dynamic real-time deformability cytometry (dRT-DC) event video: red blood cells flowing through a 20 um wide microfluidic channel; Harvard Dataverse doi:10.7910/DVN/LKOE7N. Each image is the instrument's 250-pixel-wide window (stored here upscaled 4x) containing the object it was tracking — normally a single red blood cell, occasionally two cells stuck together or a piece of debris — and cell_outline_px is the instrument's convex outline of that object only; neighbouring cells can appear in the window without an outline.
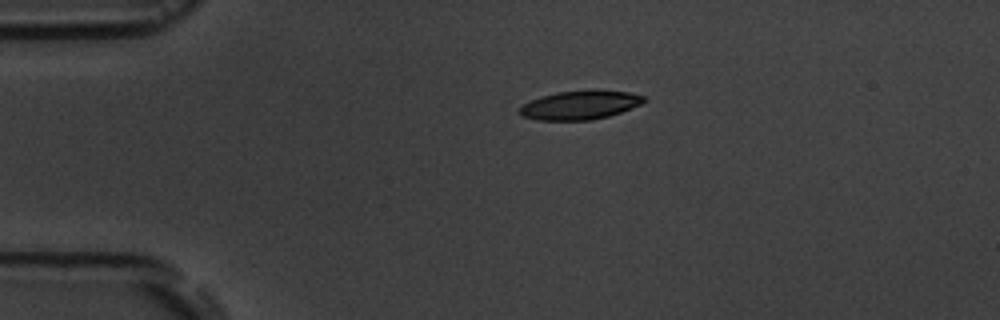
{"species": "common noctule bat (a hibernating species)", "species_latin": "Nyctalus noctula", "temperature_condition": "room temperature", "stored_images_in_passage": 4, "camera_frame_rate_fps": 3000, "um_per_image_px": 0.085, "animal": {"sex": "male", "body_mass_g": 19.5, "forearm_length_mm": 54.6}, "frame": {"image": 1, "passage_image": 1, "time_ms": 0.0, "image_size_px": [1000, 320], "cell_outline_px": [[644, 100], [640, 104], [620, 112], [608, 116], [592, 120], [536, 120], [524, 116], [520, 112], [520, 108], [524, 104], [540, 96], [556, 92], [592, 88], [628, 92], [644, 96]], "centroid_in_image_um": [49.3, 8.9], "position_along_channel_um": 35.7, "area_um2": 20.98}}
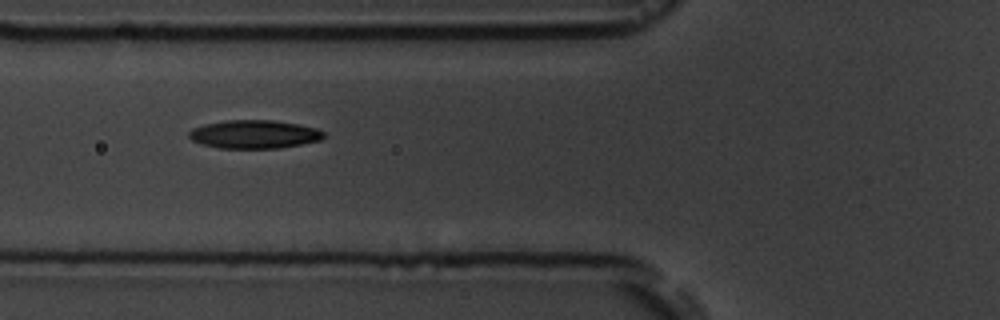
{"frame": {"image": 2, "passage_image": 3, "time_ms": 3.0, "image_size_px": [1000, 320], "cell_outline_px": [[324, 136], [320, 140], [280, 148], [220, 148], [204, 144], [192, 140], [188, 136], [188, 132], [192, 128], [204, 124], [224, 120], [272, 120], [296, 124], [316, 128], [324, 132]], "centroid_in_image_um": [21.58, 11.41], "position_along_channel_um": 104.2, "area_um2": 22.14}}
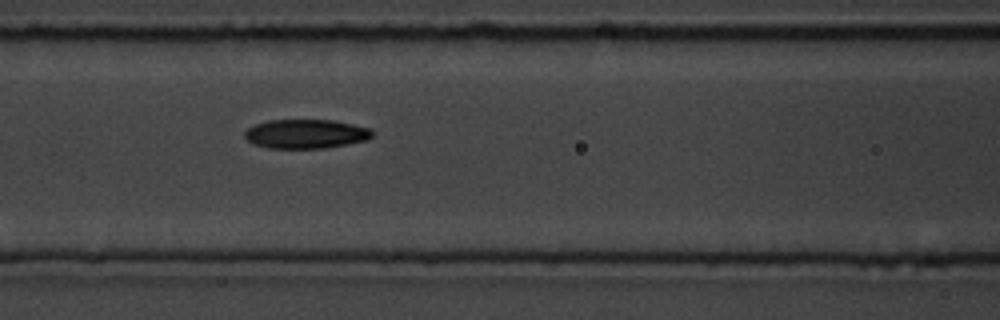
{"frame": {"image": 3, "passage_image": 4, "time_ms": 4.0, "image_size_px": [1000, 320], "cell_outline_px": [[372, 136], [368, 140], [348, 144], [324, 148], [268, 148], [252, 144], [244, 136], [244, 132], [248, 128], [256, 124], [268, 120], [332, 120], [372, 128]], "centroid_in_image_um": [26.0, 11.38], "position_along_channel_um": 140.6, "area_um2": 21.73}}